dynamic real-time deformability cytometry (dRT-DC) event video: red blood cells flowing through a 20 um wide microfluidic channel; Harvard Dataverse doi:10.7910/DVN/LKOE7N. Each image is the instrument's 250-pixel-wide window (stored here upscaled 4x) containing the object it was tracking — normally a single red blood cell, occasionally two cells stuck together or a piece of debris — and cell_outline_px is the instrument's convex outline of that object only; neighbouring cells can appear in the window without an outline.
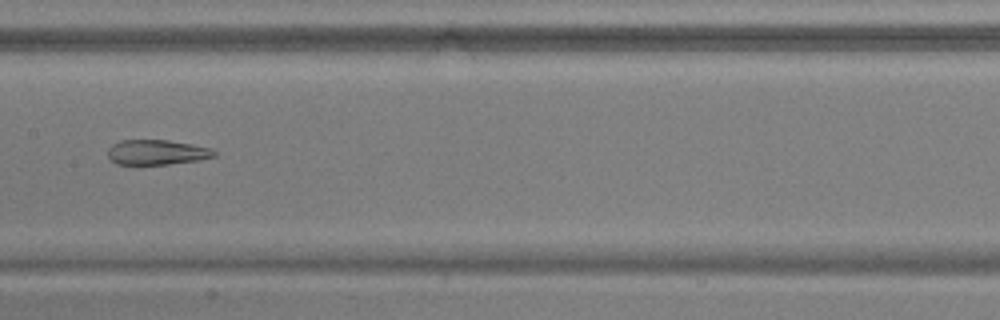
{"species": "common noctule bat (a hibernating species)", "species_latin": "Nyctalus noctula", "temperature_condition": "warm", "stored_images_in_passage": 37, "camera_frame_rate_fps": 3000, "um_per_image_px": 0.085, "animal": {"sex": "male", "body_mass_g": 17.9, "forearm_length_mm": 54.2}, "frame": {"image": 1, "passage_image": 11, "time_ms": 3.333, "image_size_px": [1000, 320], "cell_outline_px": [[216, 156], [200, 160], [136, 168], [116, 164], [108, 156], [108, 148], [112, 144], [120, 140], [168, 140], [192, 144], [212, 148], [216, 152]], "centroid_in_image_um": [13.28, 12.99], "position_along_channel_um": 194.1, "area_um2": 16.3}}
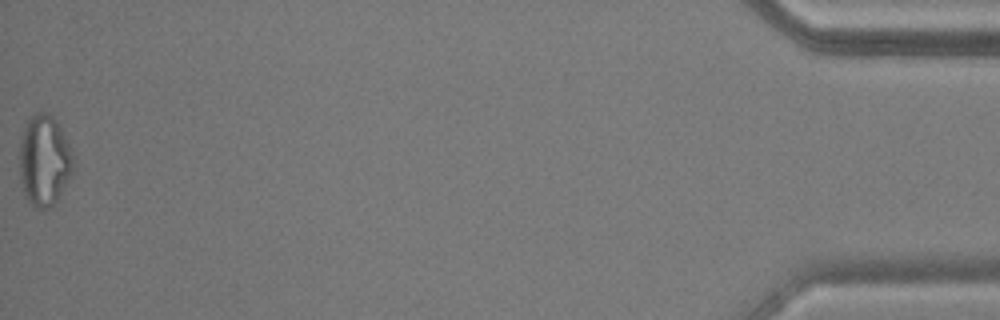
{"frame": {"image": 2, "passage_image": 37, "time_ms": 12.0, "image_size_px": [1000, 320], "cell_outline_px": [[72, 172], [60, 196], [48, 208], [40, 208], [32, 204], [24, 196], [20, 180], [20, 144], [24, 128], [28, 120], [36, 112], [48, 112], [56, 120], [68, 144], [72, 160]], "centroid_in_image_um": [3.74, 13.64], "position_along_channel_um": 431.5, "area_um2": 27.92}, "authors_computed_cell_mechanics": {"area_um2": 19.0162, "velocity_mm_per_s": 3.8011, "shape_relaxation_time_tau1_ms": null, "shape_relaxation_time_tau2_ms": 2.9335, "deformation_change_tau1": null, "deformation_change_tau2": 0.1106}}